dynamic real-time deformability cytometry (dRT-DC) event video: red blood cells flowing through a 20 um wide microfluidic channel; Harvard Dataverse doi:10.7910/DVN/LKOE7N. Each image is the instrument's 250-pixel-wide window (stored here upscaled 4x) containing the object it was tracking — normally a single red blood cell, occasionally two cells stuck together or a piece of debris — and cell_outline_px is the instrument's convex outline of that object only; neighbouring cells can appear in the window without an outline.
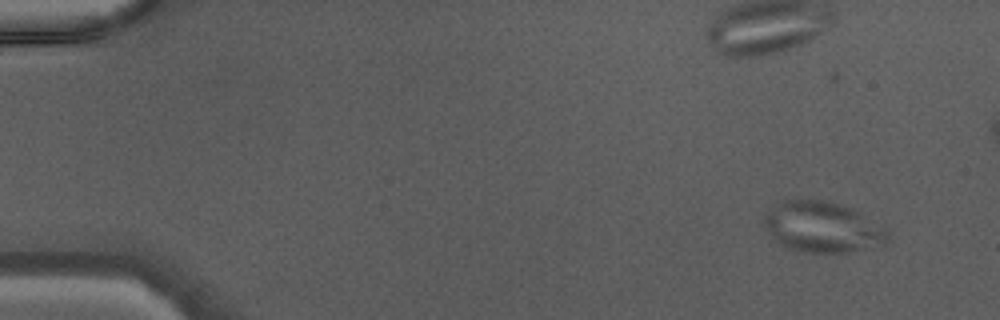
{"species": "Egyptian fruit bat (a non-hibernating species)", "species_latin": "Rousettus aegyptiacus", "temperature_condition": "warm", "stored_images_in_passage": 44, "camera_frame_rate_fps": 3000, "um_per_image_px": 0.085, "animal": {"sex": "male"}, "frame": {"image": 1, "passage_image": 1, "time_ms": 0.0, "image_size_px": [1000, 320], "cell_outline_px": [[888, 240], [880, 248], [824, 256], [788, 248], [780, 244], [772, 236], [764, 224], [764, 216], [768, 212], [784, 200], [824, 200], [852, 208], [860, 212], [888, 232]], "centroid_in_image_um": [69.97, 19.37], "position_along_channel_um": 15.0, "area_um2": 36.88}}